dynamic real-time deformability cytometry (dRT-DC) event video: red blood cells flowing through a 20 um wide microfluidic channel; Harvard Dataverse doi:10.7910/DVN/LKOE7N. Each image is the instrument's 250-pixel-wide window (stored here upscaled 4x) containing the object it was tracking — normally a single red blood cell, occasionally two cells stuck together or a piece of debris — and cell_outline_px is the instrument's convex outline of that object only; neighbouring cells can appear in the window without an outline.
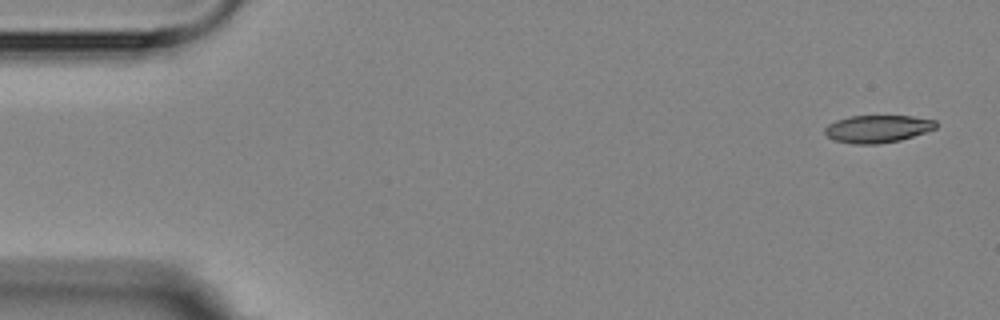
{"species": "Egyptian fruit bat (a non-hibernating species)", "species_latin": "Rousettus aegyptiacus", "temperature_condition": "room temperature", "stored_images_in_passage": 5, "segment_of_instrument_passage": [2, 2], "camera_frame_rate_fps": 3000, "um_per_image_px": 0.085, "animal": {"sex": "female"}, "frame": {"image": 1, "passage_image": 5, "time_ms": 4.667, "image_size_px": [1000, 320], "cell_outline_px": [[936, 128], [900, 140], [876, 144], [852, 144], [832, 140], [824, 132], [824, 128], [828, 124], [836, 120], [848, 116], [912, 116], [936, 120]], "centroid_in_image_um": [74.55, 10.95], "position_along_channel_um": 10.5, "area_um2": 17.8}}